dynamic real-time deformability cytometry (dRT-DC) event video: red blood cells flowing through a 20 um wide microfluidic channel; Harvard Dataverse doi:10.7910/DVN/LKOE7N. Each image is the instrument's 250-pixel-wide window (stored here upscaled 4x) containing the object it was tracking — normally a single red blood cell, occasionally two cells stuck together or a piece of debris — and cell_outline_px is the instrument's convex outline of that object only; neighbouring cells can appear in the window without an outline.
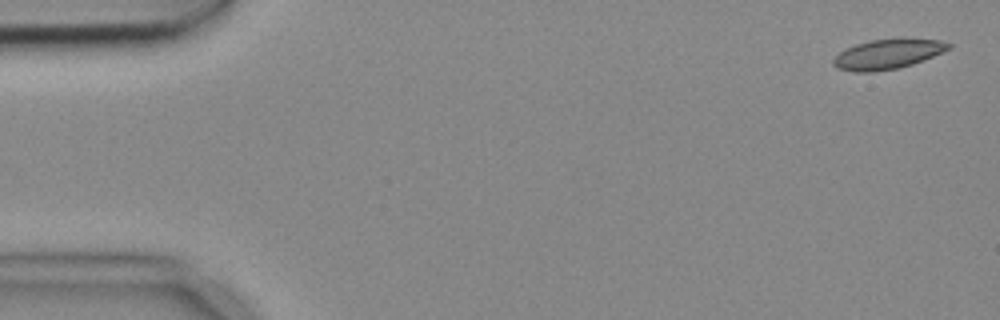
{"species": "common noctule bat (a hibernating species)", "species_latin": "Nyctalus noctula", "temperature_condition": "cold", "stored_images_in_passage": 5, "camera_frame_rate_fps": 3000, "um_per_image_px": 0.085, "animal": {"sex": "female", "body_mass_g": 18.4}, "frame": {"image": 1, "passage_image": 1, "time_ms": 0.0, "image_size_px": [1000, 320], "cell_outline_px": [[952, 48], [912, 64], [900, 68], [872, 72], [856, 72], [840, 68], [832, 64], [832, 60], [840, 52], [856, 44], [868, 40], [940, 40], [952, 44]], "centroid_in_image_um": [75.44, 4.62], "position_along_channel_um": 9.6, "area_um2": 19.42}}
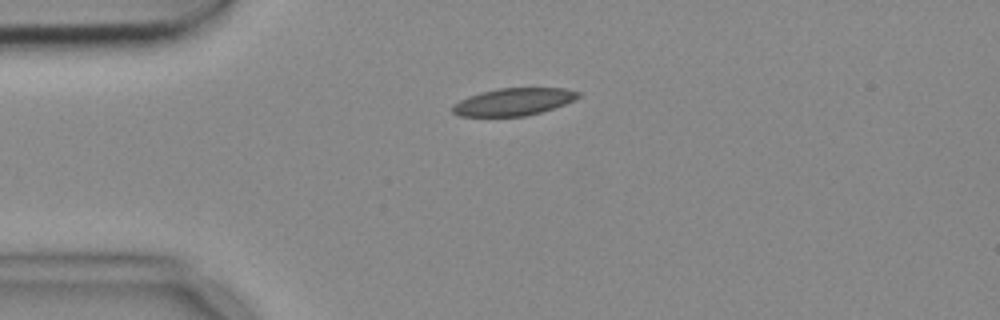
{"frame": {"image": 2, "passage_image": 4, "time_ms": 1.0, "image_size_px": [1000, 320], "cell_outline_px": [[580, 96], [564, 104], [540, 112], [524, 116], [460, 116], [452, 112], [452, 104], [468, 96], [480, 92], [500, 88], [564, 88], [580, 92]], "centroid_in_image_um": [43.61, 8.65], "position_along_channel_um": 41.4, "area_um2": 19.88}}